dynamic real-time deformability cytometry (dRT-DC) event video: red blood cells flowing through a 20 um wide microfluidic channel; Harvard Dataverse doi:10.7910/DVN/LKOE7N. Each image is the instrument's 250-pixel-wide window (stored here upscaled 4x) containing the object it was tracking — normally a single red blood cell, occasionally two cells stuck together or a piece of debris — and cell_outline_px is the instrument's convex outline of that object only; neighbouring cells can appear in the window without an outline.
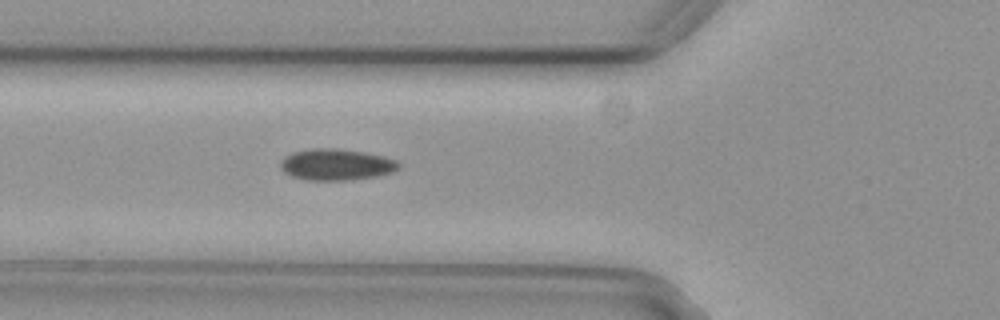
{"species": "common noctule bat (a hibernating species)", "species_latin": "Nyctalus noctula", "temperature_condition": "cold", "stored_images_in_passage": 39, "camera_frame_rate_fps": 3000, "um_per_image_px": 0.085, "animal": {"sex": "female", "body_mass_g": 29.2, "forearm_length_mm": 56.3}, "frame": {"image": 1, "passage_image": 4, "time_ms": 1.0, "image_size_px": [1000, 320], "cell_outline_px": [[400, 168], [392, 172], [376, 176], [352, 180], [308, 180], [292, 176], [284, 172], [280, 168], [280, 160], [284, 156], [292, 152], [312, 148], [336, 148], [364, 152], [396, 160], [400, 164]], "centroid_in_image_um": [28.55, 13.99], "position_along_channel_um": 97.3, "area_um2": 21.68}}
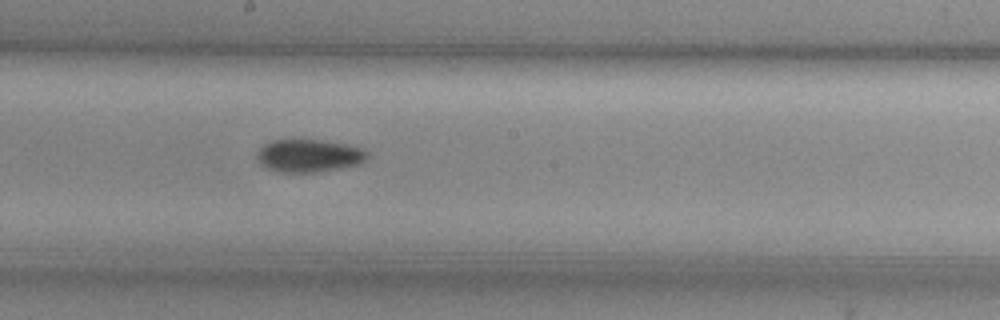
{"frame": {"image": 2, "passage_image": 14, "time_ms": 4.333, "image_size_px": [1000, 320], "cell_outline_px": [[368, 156], [360, 164], [344, 168], [320, 172], [276, 172], [260, 164], [256, 156], [260, 148], [264, 144], [272, 140], [320, 140], [344, 144], [368, 152]], "centroid_in_image_um": [26.23, 13.25], "position_along_channel_um": 222.0, "area_um2": 20.98}}
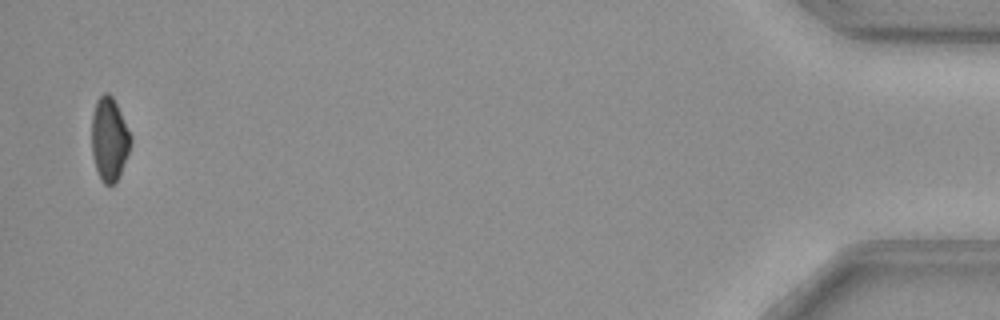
{"frame": {"image": 3, "passage_image": 38, "time_ms": 12.333, "image_size_px": [1000, 320], "cell_outline_px": [[132, 140], [128, 152], [120, 172], [116, 180], [112, 184], [104, 184], [100, 180], [96, 172], [92, 156], [92, 112], [96, 100], [104, 92], [108, 92], [112, 96], [132, 136]], "centroid_in_image_um": [9.26, 11.81], "position_along_channel_um": 425.9, "area_um2": 18.9}, "authors_computed_cell_mechanics": {"area_um2": 20.6924, "velocity_mm_per_s": 3.7284, "shape_relaxation_time_tau1_ms": 6.2461, "shape_relaxation_time_tau2_ms": null, "deformation_change_tau1": 0.1053, "deformation_change_tau2": null}}